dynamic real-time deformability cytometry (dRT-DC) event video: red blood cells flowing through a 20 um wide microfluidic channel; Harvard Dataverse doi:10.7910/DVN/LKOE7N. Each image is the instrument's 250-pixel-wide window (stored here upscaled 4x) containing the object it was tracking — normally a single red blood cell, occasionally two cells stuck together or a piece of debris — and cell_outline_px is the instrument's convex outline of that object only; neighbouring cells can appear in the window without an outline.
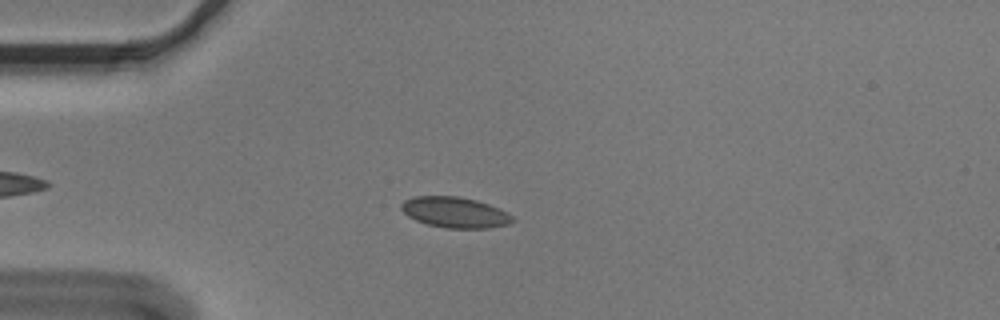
{"species": "Egyptian fruit bat (a non-hibernating species)", "species_latin": "Rousettus aegyptiacus", "temperature_condition": "cold", "stored_images_in_passage": 44, "segment_of_instrument_passage": [1, 2], "camera_frame_rate_fps": 3000, "um_per_image_px": 0.085, "animal": {"sex": "male"}, "frame": {"image": 1, "passage_image": 3, "time_ms": 0.667, "image_size_px": [1000, 320], "cell_outline_px": [[516, 220], [508, 224], [488, 228], [444, 228], [428, 224], [416, 220], [408, 216], [400, 208], [400, 204], [404, 200], [416, 196], [460, 196], [476, 200], [500, 208], [508, 212]], "centroid_in_image_um": [38.68, 18.05], "position_along_channel_um": 46.3, "area_um2": 20.0}}
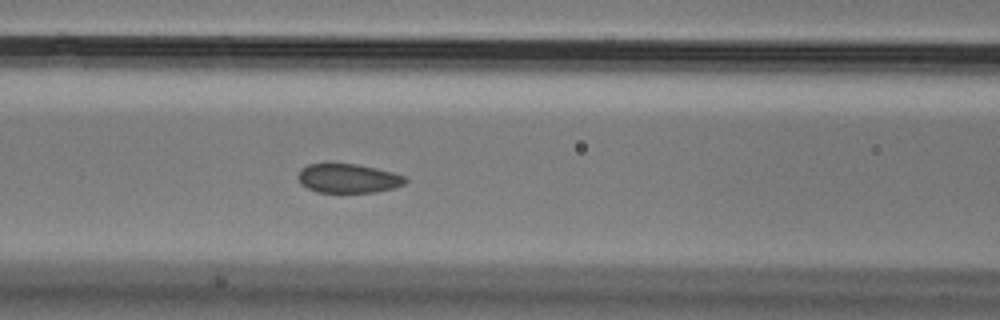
{"frame": {"image": 2, "passage_image": 12, "time_ms": 3.667, "image_size_px": [1000, 320], "cell_outline_px": [[408, 180], [404, 184], [392, 188], [376, 192], [316, 192], [300, 184], [296, 176], [300, 168], [308, 164], [356, 164], [376, 168], [408, 176]], "centroid_in_image_um": [29.58, 15.16], "position_along_channel_um": 137.0, "area_um2": 18.32}}
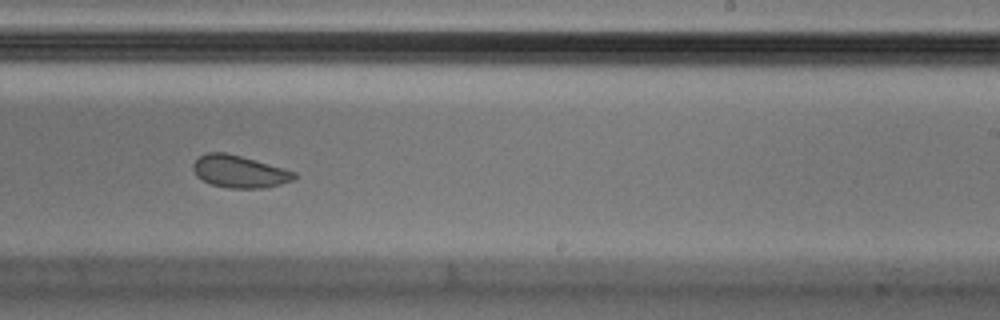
{"frame": {"image": 3, "passage_image": 23, "time_ms": 7.333, "image_size_px": [1000, 320], "cell_outline_px": [[296, 180], [264, 188], [228, 188], [212, 184], [196, 176], [192, 168], [192, 164], [200, 156], [208, 152], [224, 152], [240, 156], [284, 168], [296, 172]], "centroid_in_image_um": [20.36, 14.59], "position_along_channel_um": 268.6, "area_um2": 18.96}}